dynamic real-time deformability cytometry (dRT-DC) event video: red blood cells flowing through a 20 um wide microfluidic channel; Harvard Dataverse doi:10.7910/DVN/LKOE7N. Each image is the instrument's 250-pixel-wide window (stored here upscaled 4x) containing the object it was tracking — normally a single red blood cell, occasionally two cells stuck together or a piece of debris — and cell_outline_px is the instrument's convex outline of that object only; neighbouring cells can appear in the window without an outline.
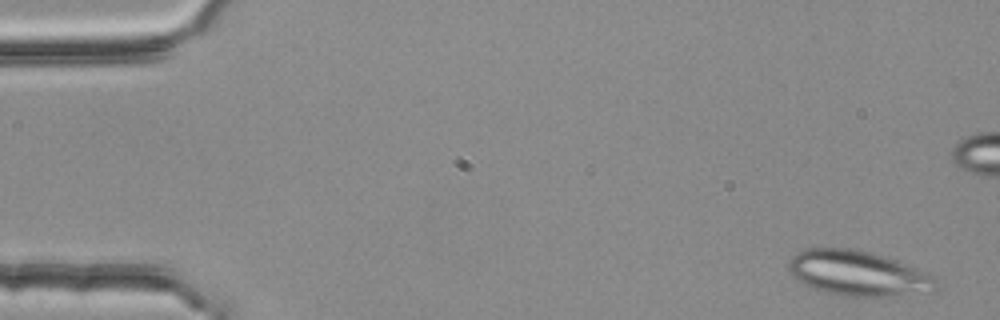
{"species": "common noctule bat (a hibernating species)", "species_latin": "Nyctalus noctula", "temperature_condition": "room temperature", "stored_images_in_passage": 4, "segment_of_instrument_passage": [2, 2], "camera_frame_rate_fps": 3000, "um_per_image_px": 0.085, "animal": {"sex": "female", "body_mass_g": 25.1}, "frame": {"image": 1, "passage_image": 4, "time_ms": 1.0, "image_size_px": [1000, 320], "cell_outline_px": [[936, 288], [932, 292], [900, 296], [844, 296], [812, 288], [804, 284], [792, 276], [788, 268], [788, 260], [796, 252], [804, 248], [860, 248], [896, 260], [916, 268], [924, 272], [936, 280]], "centroid_in_image_um": [72.9, 23.22], "position_along_channel_um": 12.1, "area_um2": 38.96}}